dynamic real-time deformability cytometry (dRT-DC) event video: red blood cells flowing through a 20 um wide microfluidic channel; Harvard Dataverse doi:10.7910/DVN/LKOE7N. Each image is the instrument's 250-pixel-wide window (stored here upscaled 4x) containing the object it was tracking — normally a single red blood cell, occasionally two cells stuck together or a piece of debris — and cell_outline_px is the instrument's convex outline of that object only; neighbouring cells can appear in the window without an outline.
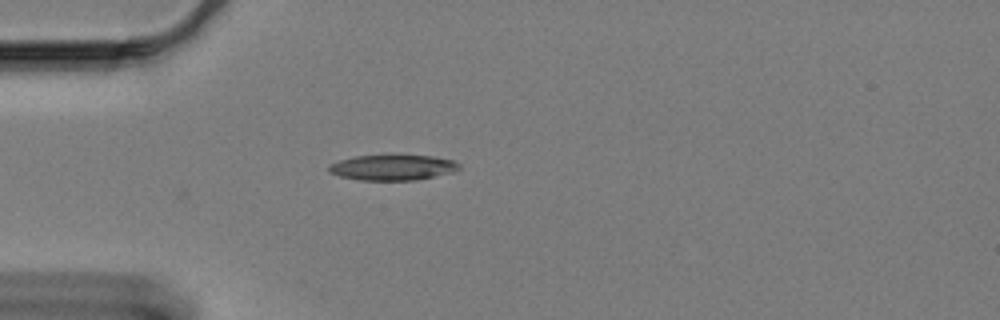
{"species": "Egyptian fruit bat (a non-hibernating species)", "species_latin": "Rousettus aegyptiacus", "temperature_condition": "cold", "stored_images_in_passage": 34, "camera_frame_rate_fps": 3000, "um_per_image_px": 0.085, "animal": {"sex": "female"}, "frame": {"image": 1, "passage_image": 1, "time_ms": 0.0, "image_size_px": [1000, 320], "cell_outline_px": [[460, 168], [452, 172], [416, 180], [360, 180], [340, 176], [328, 172], [328, 164], [340, 160], [356, 156], [432, 156], [452, 160], [460, 164]], "centroid_in_image_um": [33.35, 14.24], "position_along_channel_um": 51.7, "area_um2": 19.07}}
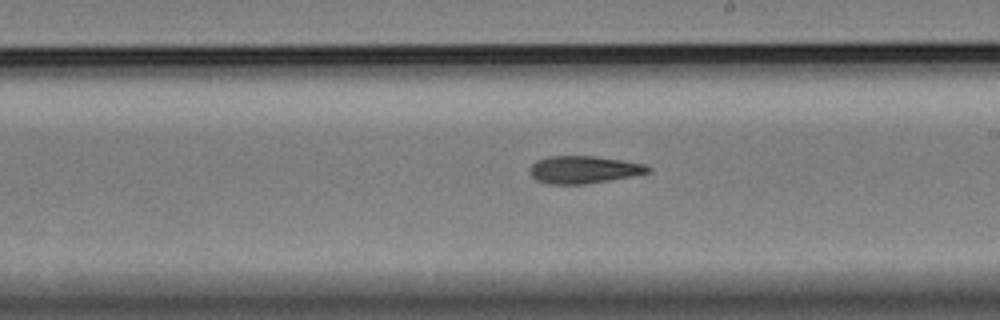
{"frame": {"image": 2, "passage_image": 19, "time_ms": 6.0, "image_size_px": [1000, 320], "cell_outline_px": [[652, 172], [632, 176], [584, 184], [548, 184], [536, 180], [528, 172], [528, 168], [536, 160], [548, 156], [596, 156], [644, 164], [652, 168]], "centroid_in_image_um": [49.58, 14.42], "position_along_channel_um": 239.4, "area_um2": 19.02}}
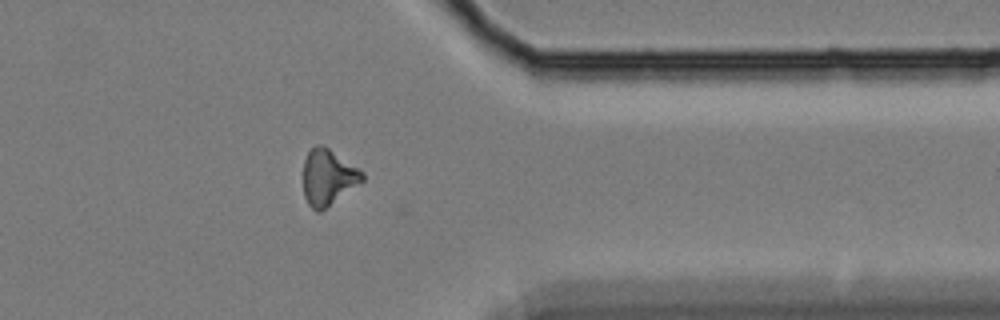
{"frame": {"image": 3, "passage_image": 33, "time_ms": 10.667, "image_size_px": [1000, 320], "cell_outline_px": [[364, 180], [320, 212], [316, 212], [308, 204], [304, 196], [304, 160], [308, 152], [316, 144], [320, 144], [328, 148], [364, 172]], "centroid_in_image_um": [27.87, 15.07], "position_along_channel_um": 383.5, "area_um2": 18.96}, "authors_computed_cell_mechanics": {"area_um2": 19.3341, "velocity_mm_per_s": 3.2868, "shape_relaxation_time_tau1_ms": 8.2365, "shape_relaxation_time_tau2_ms": 8.8803, "deformation_change_tau1": 0.165, "deformation_change_tau2": 0.1854}}